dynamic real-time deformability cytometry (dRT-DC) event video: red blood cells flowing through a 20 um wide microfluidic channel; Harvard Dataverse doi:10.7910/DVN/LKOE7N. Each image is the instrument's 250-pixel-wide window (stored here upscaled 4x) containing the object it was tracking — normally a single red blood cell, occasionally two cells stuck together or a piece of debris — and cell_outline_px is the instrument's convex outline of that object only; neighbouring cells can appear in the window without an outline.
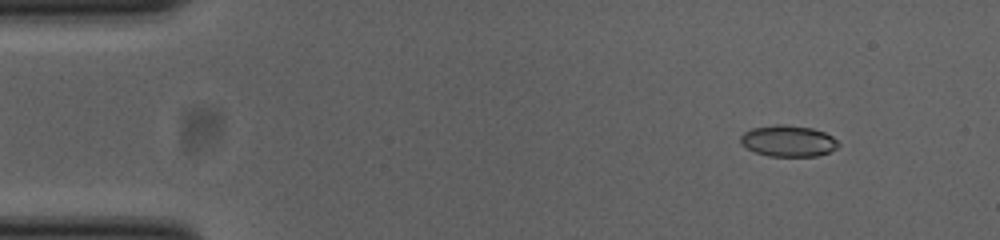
{"species": "common noctule bat (a hibernating species)", "species_latin": "Nyctalus noctula", "temperature_condition": "cold", "stored_images_in_passage": 13, "camera_frame_rate_fps": 3000, "um_per_image_px": 0.085, "animal": {"sex": "female", "body_mass_g": 23.0, "forearm_length_mm": 53.4}, "frame": {"image": 1, "passage_image": 6, "time_ms": 1.667, "image_size_px": [1000, 240], "cell_outline_px": [[840, 144], [836, 148], [828, 152], [816, 156], [768, 156], [756, 152], [740, 144], [740, 136], [744, 132], [752, 128], [776, 124], [784, 124], [812, 128], [824, 132], [832, 136]], "centroid_in_image_um": [66.98, 11.97], "position_along_channel_um": 18.0, "area_um2": 17.8}}